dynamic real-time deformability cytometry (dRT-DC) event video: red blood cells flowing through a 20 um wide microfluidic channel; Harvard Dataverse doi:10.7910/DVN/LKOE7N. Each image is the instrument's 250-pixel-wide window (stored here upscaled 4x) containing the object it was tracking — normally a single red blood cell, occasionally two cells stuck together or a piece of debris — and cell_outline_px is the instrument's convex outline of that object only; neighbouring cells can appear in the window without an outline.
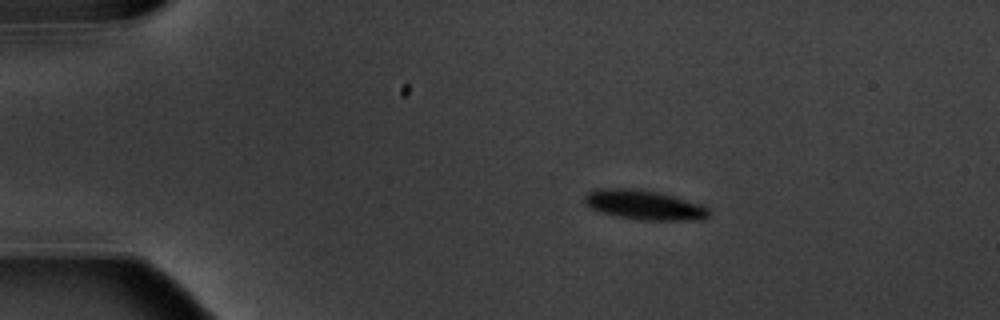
{"species": "common noctule bat (a hibernating species)", "species_latin": "Nyctalus noctula", "temperature_condition": "warm", "stored_images_in_passage": 5, "camera_frame_rate_fps": 3000, "um_per_image_px": 0.085, "animal": {"sex": "male", "body_mass_g": 20.1, "forearm_length_mm": 53.5}, "frame": {"image": 1, "passage_image": 3, "time_ms": 2.333, "image_size_px": [1000, 320], "cell_outline_px": [[712, 216], [704, 220], [640, 220], [616, 216], [592, 208], [584, 204], [584, 196], [588, 192], [596, 188], [632, 188], [656, 192], [704, 204], [708, 208]], "centroid_in_image_um": [54.81, 17.42], "position_along_channel_um": 30.2, "area_um2": 21.62}}